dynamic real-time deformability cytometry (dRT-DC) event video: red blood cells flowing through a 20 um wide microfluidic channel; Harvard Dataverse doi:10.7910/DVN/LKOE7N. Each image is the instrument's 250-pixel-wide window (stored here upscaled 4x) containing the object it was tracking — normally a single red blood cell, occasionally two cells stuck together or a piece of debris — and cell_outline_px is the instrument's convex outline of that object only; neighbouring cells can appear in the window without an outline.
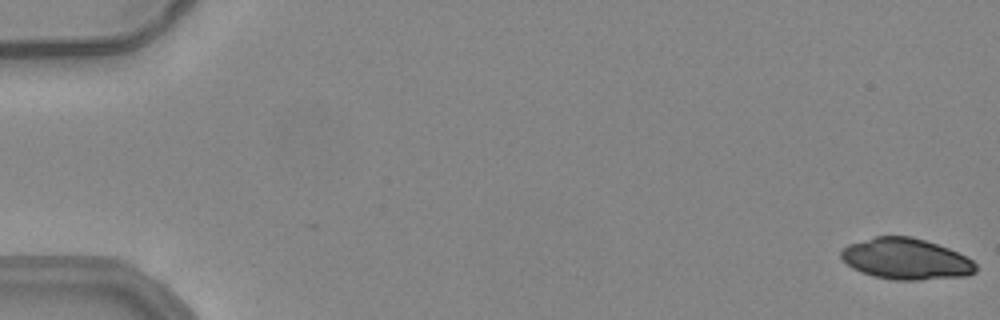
{"species": "common noctule bat (a hibernating species)", "species_latin": "Nyctalus noctula", "temperature_condition": "warm", "stored_images_in_passage": 54, "camera_frame_rate_fps": 3000, "um_per_image_px": 0.085, "animal": {"sex": "female", "body_mass_g": 24.6, "forearm_length_mm": 56.2}, "frame": {"image": 1, "passage_image": 1, "time_ms": 0.0, "image_size_px": [1000, 320], "cell_outline_px": [[976, 272], [968, 276], [920, 280], [892, 280], [872, 276], [860, 272], [852, 268], [840, 256], [840, 248], [848, 244], [876, 236], [912, 236], [948, 248], [972, 260], [976, 264]], "centroid_in_image_um": [76.98, 22.02], "position_along_channel_um": 8.0, "area_um2": 32.43}}
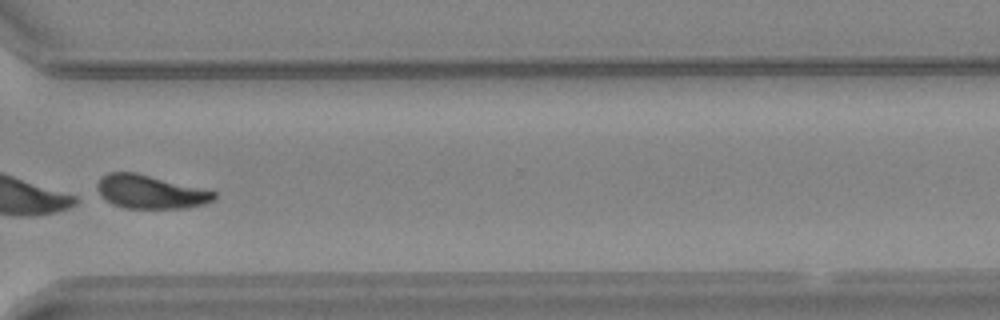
{"frame": {"image": 2, "passage_image": 41, "time_ms": 13.333, "image_size_px": [1000, 320], "cell_outline_px": [[216, 200], [204, 204], [184, 208], [124, 208], [112, 204], [100, 196], [96, 192], [96, 184], [100, 176], [108, 172], [136, 172], [216, 192]], "centroid_in_image_um": [12.71, 16.3], "position_along_channel_um": 357.9, "area_um2": 23.0}}